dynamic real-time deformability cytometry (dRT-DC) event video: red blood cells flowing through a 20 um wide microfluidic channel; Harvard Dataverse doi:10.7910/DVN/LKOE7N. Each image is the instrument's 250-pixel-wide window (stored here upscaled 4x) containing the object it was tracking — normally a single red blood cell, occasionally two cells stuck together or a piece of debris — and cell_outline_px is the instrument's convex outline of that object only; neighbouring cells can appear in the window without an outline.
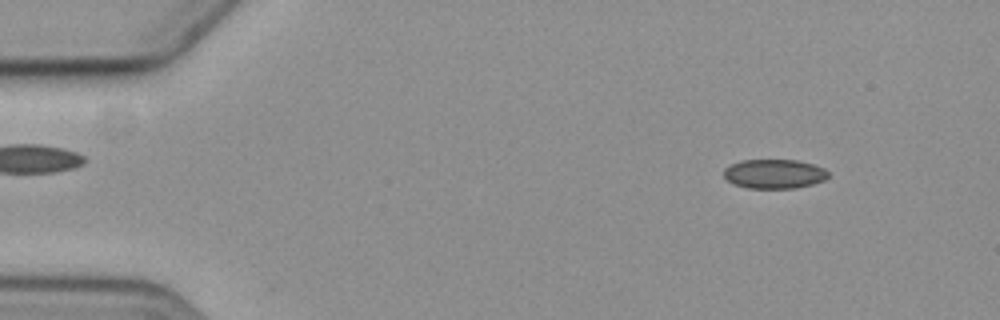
{"species": "common noctule bat (a hibernating species)", "species_latin": "Nyctalus noctula", "temperature_condition": "cold", "stored_images_in_passage": 3, "camera_frame_rate_fps": 3000, "um_per_image_px": 0.085, "animal": {"sex": "female", "body_mass_g": 19.3, "forearm_length_mm": 54.1}, "frame": {"image": 1, "passage_image": 1, "time_ms": 0.0, "image_size_px": [1000, 320], "cell_outline_px": [[828, 176], [824, 180], [812, 184], [796, 188], [748, 188], [732, 184], [724, 176], [724, 168], [740, 160], [796, 160], [812, 164], [824, 168], [828, 172]], "centroid_in_image_um": [65.8, 14.78], "position_along_channel_um": 19.2, "area_um2": 17.8}}